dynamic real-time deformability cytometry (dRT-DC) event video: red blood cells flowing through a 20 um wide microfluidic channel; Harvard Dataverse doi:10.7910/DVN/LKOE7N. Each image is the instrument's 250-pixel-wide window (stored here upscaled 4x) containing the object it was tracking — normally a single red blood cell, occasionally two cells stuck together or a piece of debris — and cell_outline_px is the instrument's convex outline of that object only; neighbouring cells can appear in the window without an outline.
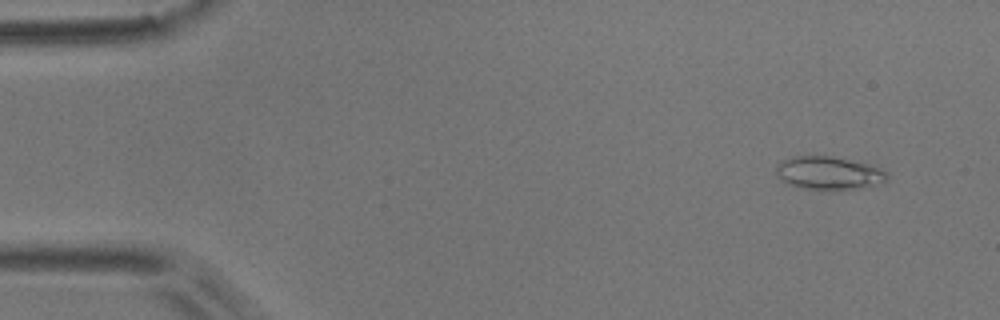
{"species": "common noctule bat (a hibernating species)", "species_latin": "Nyctalus noctula", "temperature_condition": "room temperature", "stored_images_in_passage": 3, "camera_frame_rate_fps": 3000, "um_per_image_px": 0.085, "animal": {"sex": "male", "body_mass_g": 17.9}, "frame": {"image": 1, "passage_image": 1, "time_ms": 0.0, "image_size_px": [1000, 320], "cell_outline_px": [[888, 180], [860, 188], [800, 188], [784, 180], [776, 172], [776, 164], [792, 156], [832, 156], [868, 164], [880, 168], [888, 172]], "centroid_in_image_um": [70.47, 14.67], "position_along_channel_um": 14.5, "area_um2": 20.75}}